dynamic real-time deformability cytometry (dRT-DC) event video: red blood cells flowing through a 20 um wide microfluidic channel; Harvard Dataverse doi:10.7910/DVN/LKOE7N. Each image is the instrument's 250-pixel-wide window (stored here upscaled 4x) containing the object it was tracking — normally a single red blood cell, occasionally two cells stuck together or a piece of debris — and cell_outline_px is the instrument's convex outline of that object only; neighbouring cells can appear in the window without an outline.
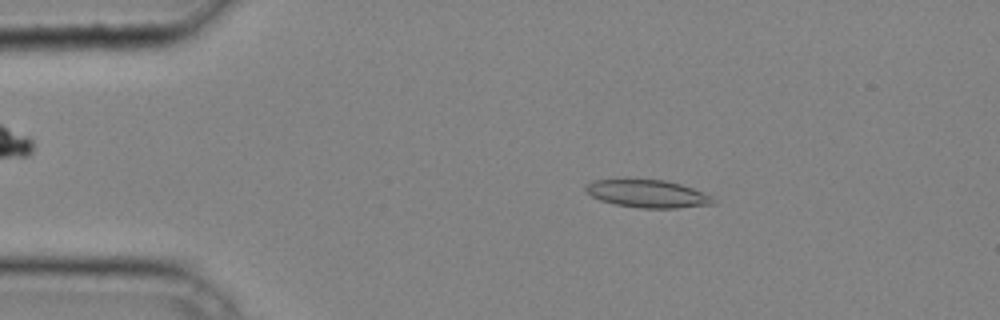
{"species": "common noctule bat (a hibernating species)", "species_latin": "Nyctalus noctula", "temperature_condition": "cold", "stored_images_in_passage": 40, "camera_frame_rate_fps": 3000, "um_per_image_px": 0.085, "animal": {"sex": "male", "body_mass_g": 20.4}, "frame": {"image": 1, "passage_image": 7, "time_ms": 2.0, "image_size_px": [1000, 320], "cell_outline_px": [[716, 200], [712, 204], [676, 208], [640, 208], [616, 204], [600, 200], [592, 196], [584, 188], [592, 180], [664, 180], [680, 184], [704, 192], [712, 196]], "centroid_in_image_um": [55.07, 16.47], "position_along_channel_um": 29.9, "area_um2": 20.29}}
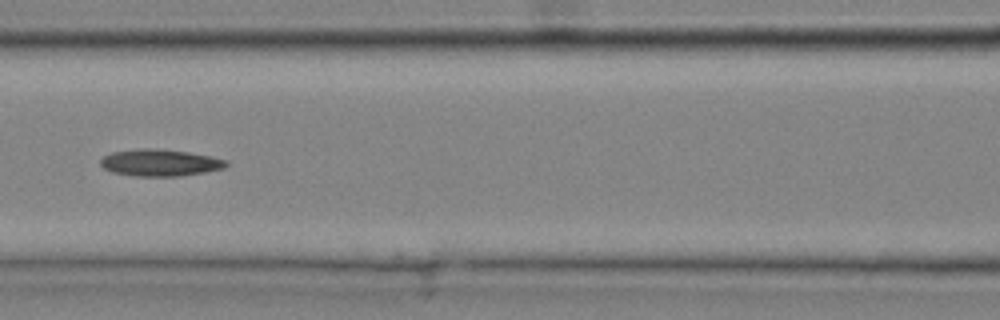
{"frame": {"image": 2, "passage_image": 18, "time_ms": 5.667, "image_size_px": [1000, 320], "cell_outline_px": [[228, 164], [224, 168], [204, 172], [180, 176], [136, 176], [112, 172], [104, 168], [100, 164], [100, 160], [104, 156], [112, 152], [140, 148], [148, 148], [188, 152], [212, 156], [228, 160]], "centroid_in_image_um": [13.61, 13.83], "position_along_channel_um": 153.0, "area_um2": 19.59}}
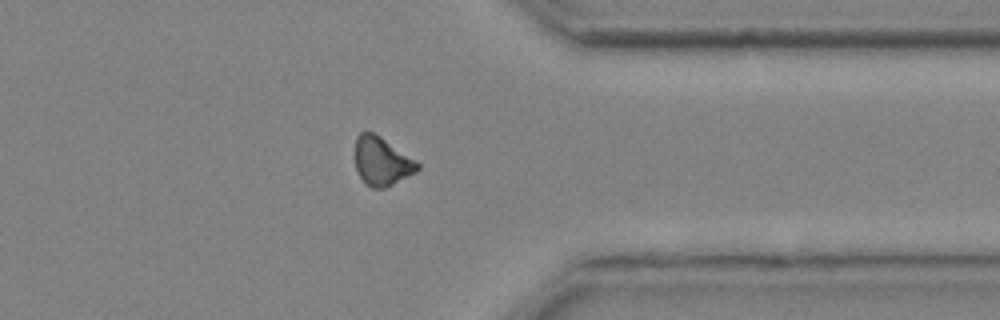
{"frame": {"image": 3, "passage_image": 33, "time_ms": 10.667, "image_size_px": [1000, 320], "cell_outline_px": [[420, 168], [416, 172], [384, 188], [372, 188], [360, 176], [356, 168], [356, 136], [360, 132], [372, 132], [380, 136], [416, 160], [420, 164]], "centroid_in_image_um": [32.47, 13.7], "position_along_channel_um": 378.9, "area_um2": 17.34}}